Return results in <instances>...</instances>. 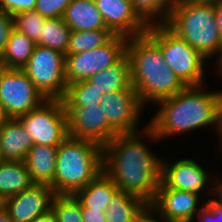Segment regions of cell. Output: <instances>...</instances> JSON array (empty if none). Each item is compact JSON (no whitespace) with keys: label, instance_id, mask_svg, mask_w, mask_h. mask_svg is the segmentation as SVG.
<instances>
[{"label":"cell","instance_id":"obj_1","mask_svg":"<svg viewBox=\"0 0 222 222\" xmlns=\"http://www.w3.org/2000/svg\"><path fill=\"white\" fill-rule=\"evenodd\" d=\"M138 134H117L103 146V171L118 190L150 204L162 183V159L150 151Z\"/></svg>","mask_w":222,"mask_h":222},{"label":"cell","instance_id":"obj_2","mask_svg":"<svg viewBox=\"0 0 222 222\" xmlns=\"http://www.w3.org/2000/svg\"><path fill=\"white\" fill-rule=\"evenodd\" d=\"M202 88L203 85L187 86L175 96L158 102L161 106L158 113L139 131L140 137L145 135L155 142L208 125L216 126L215 130L219 131L222 91L208 93Z\"/></svg>","mask_w":222,"mask_h":222},{"label":"cell","instance_id":"obj_3","mask_svg":"<svg viewBox=\"0 0 222 222\" xmlns=\"http://www.w3.org/2000/svg\"><path fill=\"white\" fill-rule=\"evenodd\" d=\"M126 55L132 86L144 107L149 102L156 106L187 87L167 66L161 49L146 34L128 39Z\"/></svg>","mask_w":222,"mask_h":222},{"label":"cell","instance_id":"obj_4","mask_svg":"<svg viewBox=\"0 0 222 222\" xmlns=\"http://www.w3.org/2000/svg\"><path fill=\"white\" fill-rule=\"evenodd\" d=\"M103 171V147L68 136L59 146L56 172L49 185L55 195H74Z\"/></svg>","mask_w":222,"mask_h":222},{"label":"cell","instance_id":"obj_5","mask_svg":"<svg viewBox=\"0 0 222 222\" xmlns=\"http://www.w3.org/2000/svg\"><path fill=\"white\" fill-rule=\"evenodd\" d=\"M165 24L206 60L218 54L216 63L221 66V40L213 4L176 0Z\"/></svg>","mask_w":222,"mask_h":222},{"label":"cell","instance_id":"obj_6","mask_svg":"<svg viewBox=\"0 0 222 222\" xmlns=\"http://www.w3.org/2000/svg\"><path fill=\"white\" fill-rule=\"evenodd\" d=\"M160 49L167 66L186 86L204 85L205 57L165 23L149 25L145 33ZM204 62V63H203Z\"/></svg>","mask_w":222,"mask_h":222},{"label":"cell","instance_id":"obj_7","mask_svg":"<svg viewBox=\"0 0 222 222\" xmlns=\"http://www.w3.org/2000/svg\"><path fill=\"white\" fill-rule=\"evenodd\" d=\"M22 70L46 100L63 99L67 88L64 54L36 44Z\"/></svg>","mask_w":222,"mask_h":222},{"label":"cell","instance_id":"obj_8","mask_svg":"<svg viewBox=\"0 0 222 222\" xmlns=\"http://www.w3.org/2000/svg\"><path fill=\"white\" fill-rule=\"evenodd\" d=\"M34 144L59 146L68 136V118L62 100H45L17 118Z\"/></svg>","mask_w":222,"mask_h":222},{"label":"cell","instance_id":"obj_9","mask_svg":"<svg viewBox=\"0 0 222 222\" xmlns=\"http://www.w3.org/2000/svg\"><path fill=\"white\" fill-rule=\"evenodd\" d=\"M127 37L114 35L104 45L78 54L65 55L67 85L87 80L119 62L126 55Z\"/></svg>","mask_w":222,"mask_h":222},{"label":"cell","instance_id":"obj_10","mask_svg":"<svg viewBox=\"0 0 222 222\" xmlns=\"http://www.w3.org/2000/svg\"><path fill=\"white\" fill-rule=\"evenodd\" d=\"M45 100L22 69L0 67V102L10 118L29 113Z\"/></svg>","mask_w":222,"mask_h":222},{"label":"cell","instance_id":"obj_11","mask_svg":"<svg viewBox=\"0 0 222 222\" xmlns=\"http://www.w3.org/2000/svg\"><path fill=\"white\" fill-rule=\"evenodd\" d=\"M143 107L134 89L102 94L101 108L106 115L108 124L118 134L138 132L137 125L141 121Z\"/></svg>","mask_w":222,"mask_h":222},{"label":"cell","instance_id":"obj_12","mask_svg":"<svg viewBox=\"0 0 222 222\" xmlns=\"http://www.w3.org/2000/svg\"><path fill=\"white\" fill-rule=\"evenodd\" d=\"M70 137L90 140L102 147L118 133L108 124L100 105L84 108H65Z\"/></svg>","mask_w":222,"mask_h":222},{"label":"cell","instance_id":"obj_13","mask_svg":"<svg viewBox=\"0 0 222 222\" xmlns=\"http://www.w3.org/2000/svg\"><path fill=\"white\" fill-rule=\"evenodd\" d=\"M54 196L55 193L50 186L34 184L6 199L2 204L14 222H33L51 213Z\"/></svg>","mask_w":222,"mask_h":222},{"label":"cell","instance_id":"obj_14","mask_svg":"<svg viewBox=\"0 0 222 222\" xmlns=\"http://www.w3.org/2000/svg\"><path fill=\"white\" fill-rule=\"evenodd\" d=\"M198 193L179 191L168 188L163 182L157 189L154 200L149 204L154 214L159 213L171 222H193L194 217L200 211Z\"/></svg>","mask_w":222,"mask_h":222},{"label":"cell","instance_id":"obj_15","mask_svg":"<svg viewBox=\"0 0 222 222\" xmlns=\"http://www.w3.org/2000/svg\"><path fill=\"white\" fill-rule=\"evenodd\" d=\"M106 27L127 38L144 35L148 24L139 16L131 0H94Z\"/></svg>","mask_w":222,"mask_h":222},{"label":"cell","instance_id":"obj_16","mask_svg":"<svg viewBox=\"0 0 222 222\" xmlns=\"http://www.w3.org/2000/svg\"><path fill=\"white\" fill-rule=\"evenodd\" d=\"M211 180L208 171L192 159L184 158L175 163L162 161V182L168 188L201 194Z\"/></svg>","mask_w":222,"mask_h":222},{"label":"cell","instance_id":"obj_17","mask_svg":"<svg viewBox=\"0 0 222 222\" xmlns=\"http://www.w3.org/2000/svg\"><path fill=\"white\" fill-rule=\"evenodd\" d=\"M33 144L18 119L11 118L0 128L1 161H24Z\"/></svg>","mask_w":222,"mask_h":222},{"label":"cell","instance_id":"obj_18","mask_svg":"<svg viewBox=\"0 0 222 222\" xmlns=\"http://www.w3.org/2000/svg\"><path fill=\"white\" fill-rule=\"evenodd\" d=\"M58 146L33 144L24 163L35 184L50 185L55 177Z\"/></svg>","mask_w":222,"mask_h":222},{"label":"cell","instance_id":"obj_19","mask_svg":"<svg viewBox=\"0 0 222 222\" xmlns=\"http://www.w3.org/2000/svg\"><path fill=\"white\" fill-rule=\"evenodd\" d=\"M62 18L71 31L108 29L94 0H72Z\"/></svg>","mask_w":222,"mask_h":222},{"label":"cell","instance_id":"obj_20","mask_svg":"<svg viewBox=\"0 0 222 222\" xmlns=\"http://www.w3.org/2000/svg\"><path fill=\"white\" fill-rule=\"evenodd\" d=\"M148 207L143 198L117 190L109 201L105 217L107 222H138Z\"/></svg>","mask_w":222,"mask_h":222},{"label":"cell","instance_id":"obj_21","mask_svg":"<svg viewBox=\"0 0 222 222\" xmlns=\"http://www.w3.org/2000/svg\"><path fill=\"white\" fill-rule=\"evenodd\" d=\"M118 190L114 181L102 171L85 187L78 190L74 196L80 202L81 208H92L106 211L113 194Z\"/></svg>","mask_w":222,"mask_h":222},{"label":"cell","instance_id":"obj_22","mask_svg":"<svg viewBox=\"0 0 222 222\" xmlns=\"http://www.w3.org/2000/svg\"><path fill=\"white\" fill-rule=\"evenodd\" d=\"M34 184L24 161H0L1 203Z\"/></svg>","mask_w":222,"mask_h":222},{"label":"cell","instance_id":"obj_23","mask_svg":"<svg viewBox=\"0 0 222 222\" xmlns=\"http://www.w3.org/2000/svg\"><path fill=\"white\" fill-rule=\"evenodd\" d=\"M87 81L103 93L134 89L131 79V66L127 55L119 62L89 77Z\"/></svg>","mask_w":222,"mask_h":222},{"label":"cell","instance_id":"obj_24","mask_svg":"<svg viewBox=\"0 0 222 222\" xmlns=\"http://www.w3.org/2000/svg\"><path fill=\"white\" fill-rule=\"evenodd\" d=\"M35 46L36 44L27 35L14 28L4 52L0 56V67L23 69L28 63Z\"/></svg>","mask_w":222,"mask_h":222},{"label":"cell","instance_id":"obj_25","mask_svg":"<svg viewBox=\"0 0 222 222\" xmlns=\"http://www.w3.org/2000/svg\"><path fill=\"white\" fill-rule=\"evenodd\" d=\"M103 92L87 80L68 84L62 99L64 108H84L102 103Z\"/></svg>","mask_w":222,"mask_h":222},{"label":"cell","instance_id":"obj_26","mask_svg":"<svg viewBox=\"0 0 222 222\" xmlns=\"http://www.w3.org/2000/svg\"><path fill=\"white\" fill-rule=\"evenodd\" d=\"M70 33L71 29L62 17L47 18L41 31V37L36 44L67 55Z\"/></svg>","mask_w":222,"mask_h":222},{"label":"cell","instance_id":"obj_27","mask_svg":"<svg viewBox=\"0 0 222 222\" xmlns=\"http://www.w3.org/2000/svg\"><path fill=\"white\" fill-rule=\"evenodd\" d=\"M114 34L109 29L71 31L67 54H78L93 50L107 43Z\"/></svg>","mask_w":222,"mask_h":222},{"label":"cell","instance_id":"obj_28","mask_svg":"<svg viewBox=\"0 0 222 222\" xmlns=\"http://www.w3.org/2000/svg\"><path fill=\"white\" fill-rule=\"evenodd\" d=\"M131 1L133 3L135 11L148 25L166 23L169 18L171 9L174 3L176 2V0H131ZM155 16L159 18H156Z\"/></svg>","mask_w":222,"mask_h":222},{"label":"cell","instance_id":"obj_29","mask_svg":"<svg viewBox=\"0 0 222 222\" xmlns=\"http://www.w3.org/2000/svg\"><path fill=\"white\" fill-rule=\"evenodd\" d=\"M51 214L57 222H83L81 205L74 195H55Z\"/></svg>","mask_w":222,"mask_h":222},{"label":"cell","instance_id":"obj_30","mask_svg":"<svg viewBox=\"0 0 222 222\" xmlns=\"http://www.w3.org/2000/svg\"><path fill=\"white\" fill-rule=\"evenodd\" d=\"M14 28L27 35L35 44L41 37V31L44 27L45 20L36 10L23 11L13 15Z\"/></svg>","mask_w":222,"mask_h":222},{"label":"cell","instance_id":"obj_31","mask_svg":"<svg viewBox=\"0 0 222 222\" xmlns=\"http://www.w3.org/2000/svg\"><path fill=\"white\" fill-rule=\"evenodd\" d=\"M218 180V181H217ZM213 181V186L211 190H213L212 199H208L204 202L203 207L201 205V209L196 214V218H199L200 222H222V191L219 189L220 179ZM216 182V183H215ZM214 197H218V199H214Z\"/></svg>","mask_w":222,"mask_h":222},{"label":"cell","instance_id":"obj_32","mask_svg":"<svg viewBox=\"0 0 222 222\" xmlns=\"http://www.w3.org/2000/svg\"><path fill=\"white\" fill-rule=\"evenodd\" d=\"M72 0H36L35 9L45 18L63 17L66 7Z\"/></svg>","mask_w":222,"mask_h":222},{"label":"cell","instance_id":"obj_33","mask_svg":"<svg viewBox=\"0 0 222 222\" xmlns=\"http://www.w3.org/2000/svg\"><path fill=\"white\" fill-rule=\"evenodd\" d=\"M14 29L13 15L0 9V56L4 52L11 31Z\"/></svg>","mask_w":222,"mask_h":222},{"label":"cell","instance_id":"obj_34","mask_svg":"<svg viewBox=\"0 0 222 222\" xmlns=\"http://www.w3.org/2000/svg\"><path fill=\"white\" fill-rule=\"evenodd\" d=\"M35 6L36 0H0V9L6 11L10 15L34 10Z\"/></svg>","mask_w":222,"mask_h":222},{"label":"cell","instance_id":"obj_35","mask_svg":"<svg viewBox=\"0 0 222 222\" xmlns=\"http://www.w3.org/2000/svg\"><path fill=\"white\" fill-rule=\"evenodd\" d=\"M83 222H107L105 211L81 208Z\"/></svg>","mask_w":222,"mask_h":222},{"label":"cell","instance_id":"obj_36","mask_svg":"<svg viewBox=\"0 0 222 222\" xmlns=\"http://www.w3.org/2000/svg\"><path fill=\"white\" fill-rule=\"evenodd\" d=\"M214 11L216 14V23L218 25L220 40H221V65H222V0L214 4Z\"/></svg>","mask_w":222,"mask_h":222},{"label":"cell","instance_id":"obj_37","mask_svg":"<svg viewBox=\"0 0 222 222\" xmlns=\"http://www.w3.org/2000/svg\"><path fill=\"white\" fill-rule=\"evenodd\" d=\"M153 210L151 207H148L147 210L139 217L138 222H171L162 217L158 219L154 218V214H152Z\"/></svg>","mask_w":222,"mask_h":222},{"label":"cell","instance_id":"obj_38","mask_svg":"<svg viewBox=\"0 0 222 222\" xmlns=\"http://www.w3.org/2000/svg\"><path fill=\"white\" fill-rule=\"evenodd\" d=\"M0 222H14L9 214V211L2 203L0 204Z\"/></svg>","mask_w":222,"mask_h":222},{"label":"cell","instance_id":"obj_39","mask_svg":"<svg viewBox=\"0 0 222 222\" xmlns=\"http://www.w3.org/2000/svg\"><path fill=\"white\" fill-rule=\"evenodd\" d=\"M11 118L10 116L7 114L3 104L0 102V128L7 122L9 121Z\"/></svg>","mask_w":222,"mask_h":222},{"label":"cell","instance_id":"obj_40","mask_svg":"<svg viewBox=\"0 0 222 222\" xmlns=\"http://www.w3.org/2000/svg\"><path fill=\"white\" fill-rule=\"evenodd\" d=\"M183 2H190V3H194V4H217L219 3L221 0H180Z\"/></svg>","mask_w":222,"mask_h":222},{"label":"cell","instance_id":"obj_41","mask_svg":"<svg viewBox=\"0 0 222 222\" xmlns=\"http://www.w3.org/2000/svg\"><path fill=\"white\" fill-rule=\"evenodd\" d=\"M33 222H57V221H56L55 217L50 213L47 216L36 219Z\"/></svg>","mask_w":222,"mask_h":222},{"label":"cell","instance_id":"obj_42","mask_svg":"<svg viewBox=\"0 0 222 222\" xmlns=\"http://www.w3.org/2000/svg\"><path fill=\"white\" fill-rule=\"evenodd\" d=\"M219 133H220V134H219ZM218 134L220 135L221 141H222V109H221V112H220V122H219V131H218Z\"/></svg>","mask_w":222,"mask_h":222},{"label":"cell","instance_id":"obj_43","mask_svg":"<svg viewBox=\"0 0 222 222\" xmlns=\"http://www.w3.org/2000/svg\"><path fill=\"white\" fill-rule=\"evenodd\" d=\"M219 189L222 191V181L220 179V182H219Z\"/></svg>","mask_w":222,"mask_h":222}]
</instances>
